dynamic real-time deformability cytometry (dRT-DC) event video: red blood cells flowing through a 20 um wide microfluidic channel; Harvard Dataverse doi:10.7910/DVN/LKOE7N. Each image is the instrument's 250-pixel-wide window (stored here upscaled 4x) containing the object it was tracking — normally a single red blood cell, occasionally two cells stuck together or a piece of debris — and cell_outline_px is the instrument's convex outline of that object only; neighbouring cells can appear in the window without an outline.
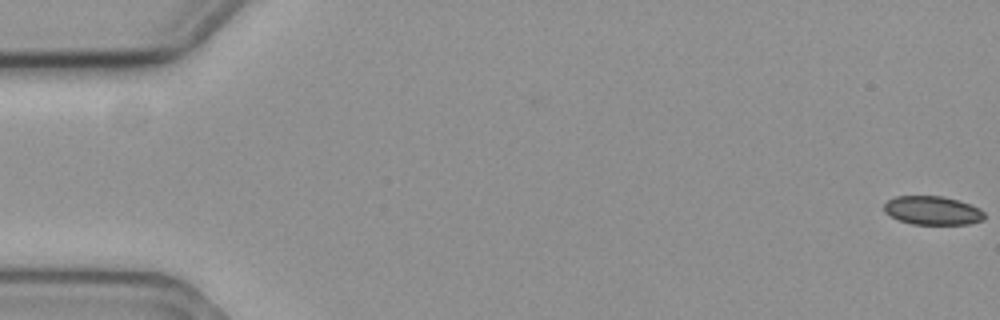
{"species": "common noctule bat (a hibernating species)", "species_latin": "Nyctalus noctula", "temperature_condition": "cold", "stored_images_in_passage": 18, "camera_frame_rate_fps": 3000, "um_per_image_px": 0.085, "animal": {"sex": "female", "body_mass_g": 19.3, "forearm_length_mm": 54.1}, "frame": {"image": 1, "passage_image": 1, "time_ms": 0.0, "image_size_px": [1000, 320], "cell_outline_px": [[984, 220], [968, 224], [912, 224], [900, 220], [884, 212], [884, 204], [888, 200], [896, 196], [940, 196], [956, 200], [980, 208], [984, 212]], "centroid_in_image_um": [79.26, 17.89], "position_along_channel_um": 5.7, "area_um2": 16.59}}
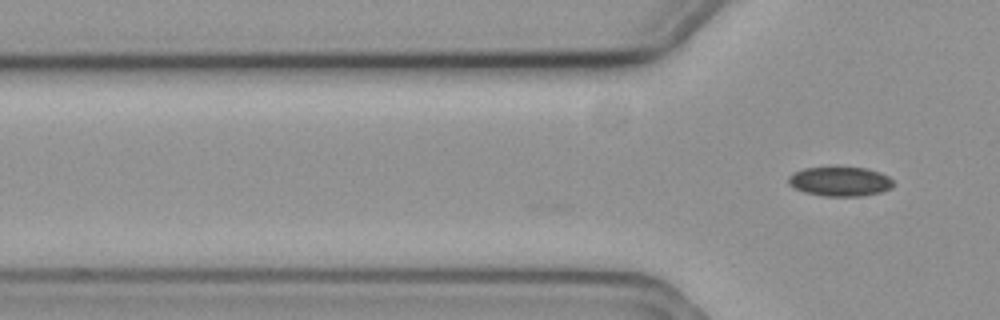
{"frame": {"image": 2, "passage_image": 18, "time_ms": 5.667, "image_size_px": [1000, 320], "cell_outline_px": [[892, 188], [880, 192], [860, 196], [824, 196], [804, 192], [788, 184], [788, 176], [804, 168], [836, 164], [868, 168], [880, 172], [888, 176], [892, 180]], "centroid_in_image_um": [71.39, 15.37], "position_along_channel_um": 54.4, "area_um2": 18.67}}